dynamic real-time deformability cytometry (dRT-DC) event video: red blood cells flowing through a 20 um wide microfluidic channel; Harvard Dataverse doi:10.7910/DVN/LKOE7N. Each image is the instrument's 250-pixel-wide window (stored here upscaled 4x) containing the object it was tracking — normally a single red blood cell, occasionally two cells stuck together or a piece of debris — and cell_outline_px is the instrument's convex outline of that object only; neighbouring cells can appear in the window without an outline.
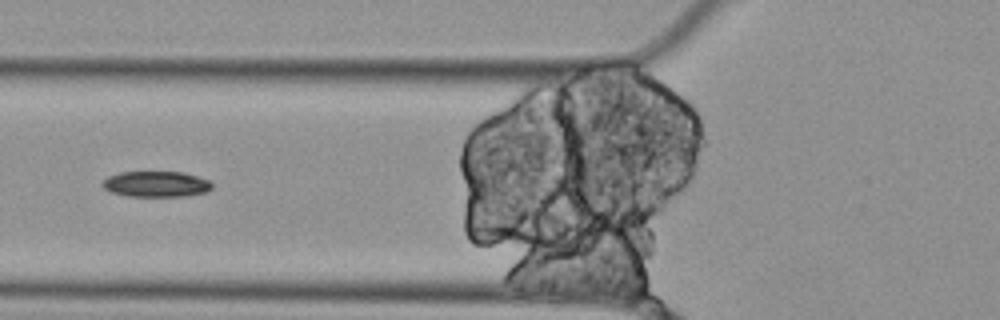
{"species": "Egyptian fruit bat (a non-hibernating species)", "species_latin": "Rousettus aegyptiacus", "temperature_condition": "cold", "stored_images_in_passage": 10, "segment_of_instrument_passage": [2, 2], "camera_frame_rate_fps": 3000, "um_per_image_px": 0.085, "animal": {"sex": "female"}, "frame": {"image": 1, "passage_image": 5, "time_ms": 1.333, "image_size_px": [1000, 320], "cell_outline_px": [[212, 188], [208, 192], [188, 196], [128, 196], [112, 192], [104, 188], [100, 184], [108, 176], [120, 172], [184, 172], [208, 180], [212, 184]], "centroid_in_image_um": [13.28, 15.65], "position_along_channel_um": 112.5, "area_um2": 16.47}}
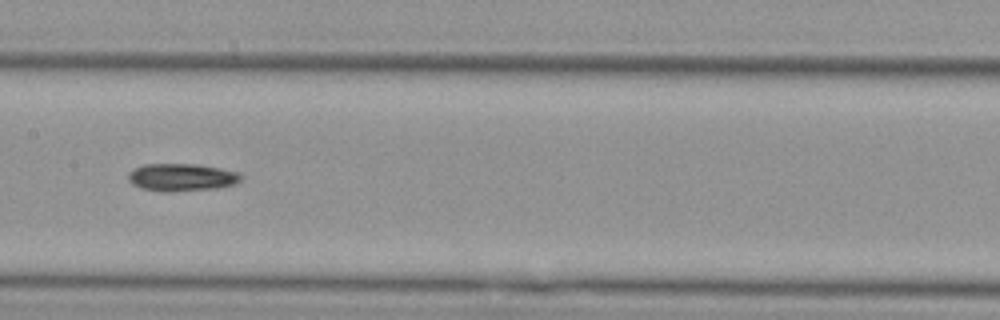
{"frame": {"image": 2, "passage_image": 7, "time_ms": 2.0, "image_size_px": [1000, 320], "cell_outline_px": [[244, 176], [236, 184], [216, 188], [168, 192], [160, 192], [140, 188], [132, 184], [128, 180], [128, 172], [132, 168], [144, 164], [200, 164], [240, 172]], "centroid_in_image_um": [15.43, 15.07], "position_along_channel_um": 192.0, "area_um2": 18.5}}
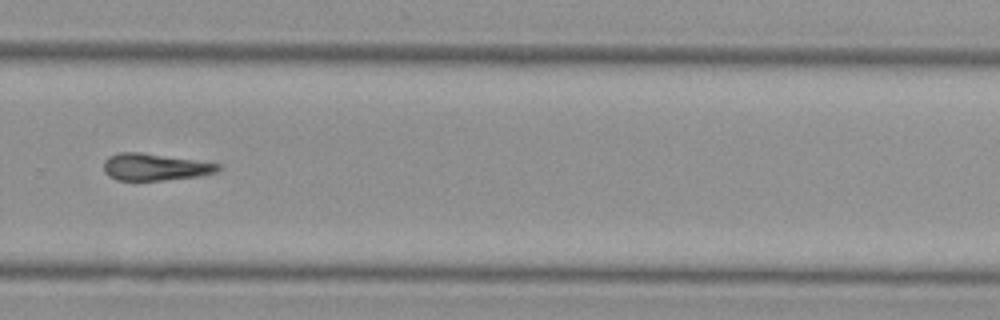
{"frame": {"image": 3, "passage_image": 10, "time_ms": 3.0, "image_size_px": [1000, 320], "cell_outline_px": [[220, 168], [216, 172], [200, 176], [164, 180], [116, 180], [108, 176], [104, 172], [104, 160], [108, 156], [120, 152], [140, 152], [220, 164]], "centroid_in_image_um": [13.12, 14.2], "position_along_channel_um": 316.7, "area_um2": 17.86}}